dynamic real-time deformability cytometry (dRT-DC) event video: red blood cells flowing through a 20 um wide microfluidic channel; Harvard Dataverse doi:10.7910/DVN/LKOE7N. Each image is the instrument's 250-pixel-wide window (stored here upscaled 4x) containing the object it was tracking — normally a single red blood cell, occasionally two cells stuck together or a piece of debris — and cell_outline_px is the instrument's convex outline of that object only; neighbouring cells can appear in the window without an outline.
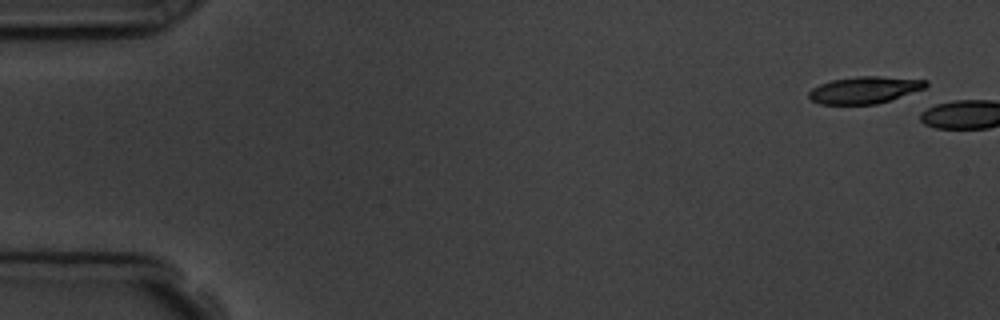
{"species": "common noctule bat (a hibernating species)", "species_latin": "Nyctalus noctula", "temperature_condition": "room temperature", "stored_images_in_passage": 2, "camera_frame_rate_fps": 3000, "um_per_image_px": 0.085, "animal": {"sex": "male", "body_mass_g": 19.5, "forearm_length_mm": 54.6}, "frame": {"image": 1, "passage_image": 1, "time_ms": 0.0, "image_size_px": [1000, 320], "cell_outline_px": [[928, 84], [924, 88], [876, 104], [820, 104], [812, 100], [808, 96], [808, 92], [812, 88], [820, 84], [832, 80], [856, 76], [876, 76], [928, 80]], "centroid_in_image_um": [73.44, 7.64], "position_along_channel_um": 11.6, "area_um2": 18.09}}